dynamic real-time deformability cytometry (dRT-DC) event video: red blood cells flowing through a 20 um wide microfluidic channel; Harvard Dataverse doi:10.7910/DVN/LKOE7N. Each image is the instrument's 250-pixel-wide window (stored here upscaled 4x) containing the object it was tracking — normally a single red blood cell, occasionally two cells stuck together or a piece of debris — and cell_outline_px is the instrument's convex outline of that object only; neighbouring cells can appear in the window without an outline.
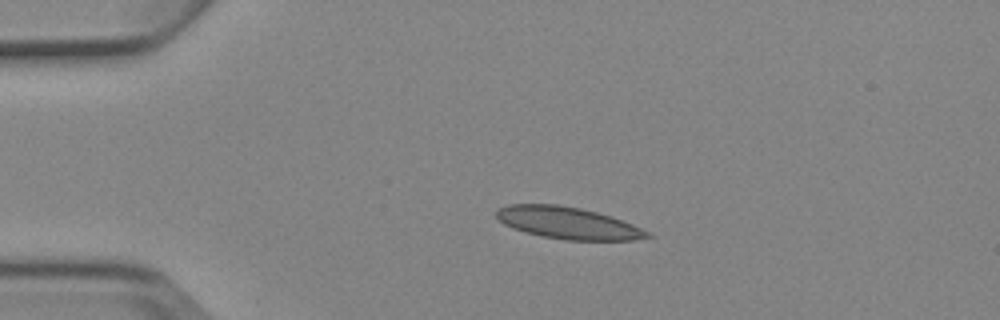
{"species": "Egyptian fruit bat (a non-hibernating species)", "species_latin": "Rousettus aegyptiacus", "temperature_condition": "cold", "stored_images_in_passage": 4, "camera_frame_rate_fps": 3000, "um_per_image_px": 0.085, "animal": {"sex": "female"}, "frame": {"image": 1, "passage_image": 3, "time_ms": 2.333, "image_size_px": [1000, 320], "cell_outline_px": [[652, 236], [632, 240], [564, 240], [540, 236], [524, 232], [512, 228], [504, 224], [496, 216], [496, 208], [508, 204], [556, 204], [580, 208], [612, 216], [652, 232]], "centroid_in_image_um": [48.26, 18.95], "position_along_channel_um": 36.7, "area_um2": 28.26}}